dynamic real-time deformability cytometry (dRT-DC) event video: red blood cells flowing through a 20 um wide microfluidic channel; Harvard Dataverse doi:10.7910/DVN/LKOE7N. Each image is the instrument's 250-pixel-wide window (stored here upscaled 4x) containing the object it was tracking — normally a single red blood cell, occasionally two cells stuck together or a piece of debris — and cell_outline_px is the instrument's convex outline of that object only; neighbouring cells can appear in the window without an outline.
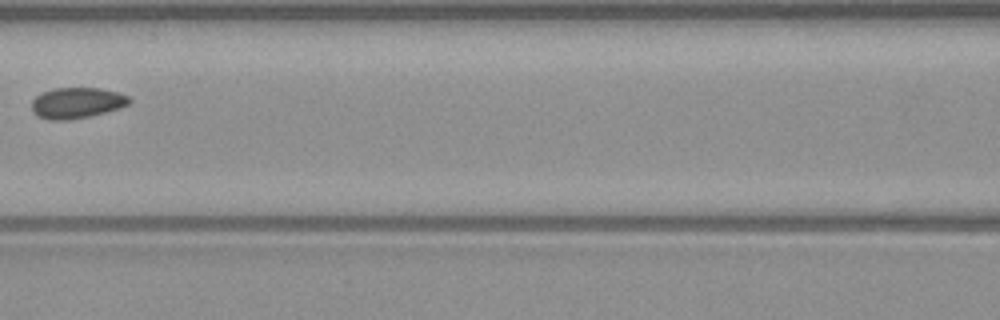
{"species": "common noctule bat (a hibernating species)", "species_latin": "Nyctalus noctula", "temperature_condition": "warm", "stored_images_in_passage": 6, "camera_frame_rate_fps": 3000, "um_per_image_px": 0.085, "animal": {"sex": "male", "body_mass_g": 23.1, "forearm_length_mm": 52.7}, "frame": {"image": 1, "passage_image": 5, "time_ms": 4.667, "image_size_px": [1000, 320], "cell_outline_px": [[132, 100], [128, 104], [120, 108], [88, 116], [68, 120], [48, 120], [32, 112], [32, 100], [36, 96], [52, 88], [100, 88], [116, 92], [128, 96]], "centroid_in_image_um": [6.52, 8.74], "position_along_channel_um": 160.1, "area_um2": 17.4}}
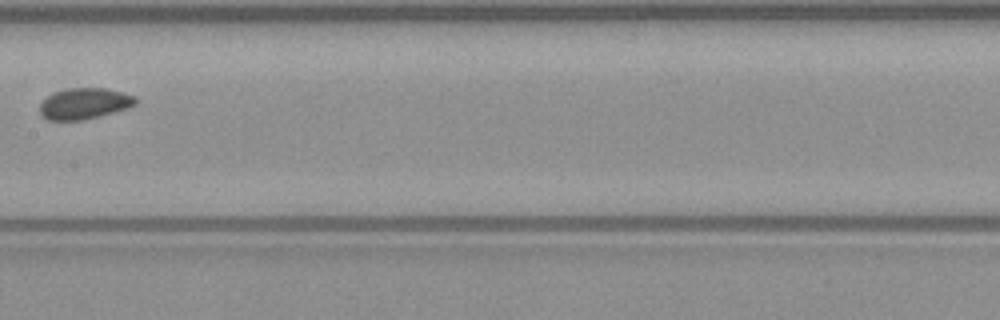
{"frame": {"image": 2, "passage_image": 6, "time_ms": 5.667, "image_size_px": [1000, 320], "cell_outline_px": [[140, 100], [136, 104], [128, 108], [84, 120], [48, 120], [40, 116], [40, 104], [48, 96], [56, 92], [68, 88], [104, 88], [124, 92], [136, 96]], "centroid_in_image_um": [7.21, 8.8], "position_along_channel_um": 200.2, "area_um2": 17.46}}